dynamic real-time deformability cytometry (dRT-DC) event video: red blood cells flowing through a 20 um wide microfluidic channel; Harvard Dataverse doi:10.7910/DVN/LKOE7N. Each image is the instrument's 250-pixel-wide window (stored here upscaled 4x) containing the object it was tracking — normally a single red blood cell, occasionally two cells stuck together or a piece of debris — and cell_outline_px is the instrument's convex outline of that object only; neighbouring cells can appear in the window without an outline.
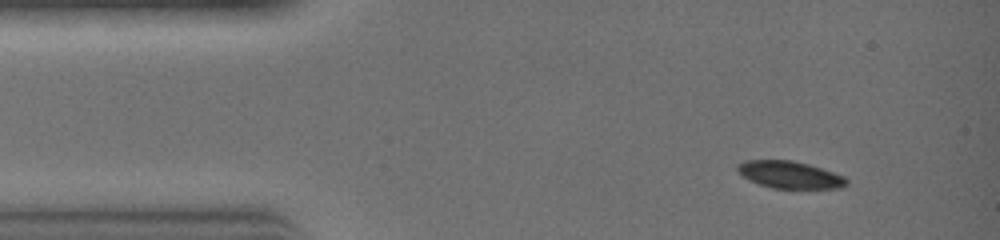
{"species": "common noctule bat (a hibernating species)", "species_latin": "Nyctalus noctula", "temperature_condition": "warm", "stored_images_in_passage": 10, "camera_frame_rate_fps": 3000, "um_per_image_px": 0.085, "animal": {"sex": "female", "body_mass_g": 19.0, "forearm_length_mm": 51.5}, "frame": {"image": 1, "passage_image": 1, "time_ms": 0.0, "image_size_px": [1000, 240], "cell_outline_px": [[848, 184], [840, 188], [772, 188], [748, 180], [736, 168], [736, 164], [744, 160], [792, 160], [808, 164], [844, 176], [848, 180]], "centroid_in_image_um": [67.11, 14.85], "position_along_channel_um": 17.9, "area_um2": 17.17}}
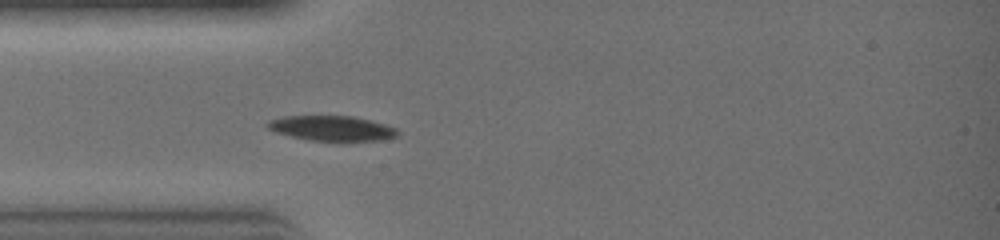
{"frame": {"image": 2, "passage_image": 6, "time_ms": 1.667, "image_size_px": [1000, 240], "cell_outline_px": [[400, 136], [384, 140], [340, 144], [312, 140], [292, 136], [276, 132], [268, 128], [264, 124], [268, 120], [284, 116], [352, 116], [384, 124], [396, 128], [400, 132]], "centroid_in_image_um": [28.28, 10.95], "position_along_channel_um": 56.7, "area_um2": 19.83}}